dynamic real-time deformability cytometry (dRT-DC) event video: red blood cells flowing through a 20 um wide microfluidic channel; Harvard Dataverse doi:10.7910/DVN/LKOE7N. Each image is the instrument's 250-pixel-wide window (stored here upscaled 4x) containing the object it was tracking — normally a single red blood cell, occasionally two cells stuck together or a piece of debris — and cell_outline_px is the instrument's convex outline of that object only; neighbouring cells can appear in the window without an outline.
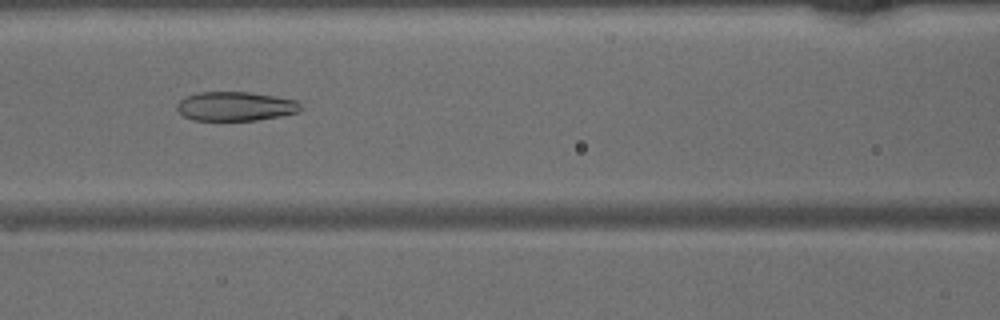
{"species": "common noctule bat (a hibernating species)", "species_latin": "Nyctalus noctula", "temperature_condition": "warm", "stored_images_in_passage": 48, "camera_frame_rate_fps": 3000, "um_per_image_px": 0.085, "animal": {"sex": "male", "body_mass_g": 15.6}, "frame": {"image": 1, "passage_image": 21, "time_ms": 6.667, "image_size_px": [1000, 320], "cell_outline_px": [[300, 108], [296, 112], [280, 116], [256, 120], [192, 120], [184, 116], [176, 108], [176, 104], [180, 100], [188, 96], [200, 92], [248, 92], [296, 100], [300, 104]], "centroid_in_image_um": [19.97, 9.04], "position_along_channel_um": 146.6, "area_um2": 20.69}}
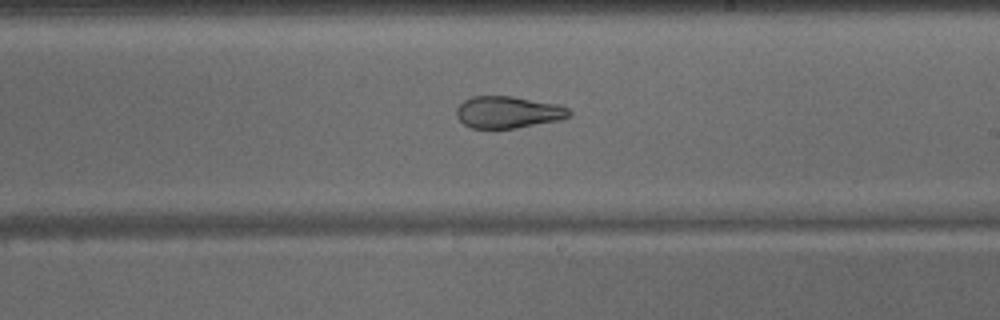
{"frame": {"image": 2, "passage_image": 28, "time_ms": 9.0, "image_size_px": [1000, 320], "cell_outline_px": [[572, 116], [564, 120], [516, 128], [472, 128], [464, 124], [456, 116], [456, 108], [464, 100], [472, 96], [512, 96], [560, 104], [568, 108], [572, 112]], "centroid_in_image_um": [43.25, 9.53], "position_along_channel_um": 245.7, "area_um2": 21.33}}
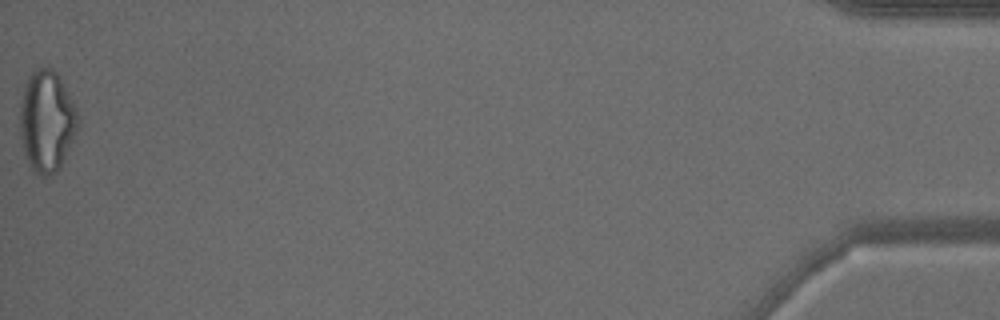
{"frame": {"image": 3, "passage_image": 48, "time_ms": 15.667, "image_size_px": [1000, 320], "cell_outline_px": [[80, 124], [60, 168], [52, 176], [36, 176], [32, 172], [24, 156], [20, 136], [20, 104], [24, 84], [28, 76], [36, 68], [52, 68], [56, 72], [68, 92], [76, 108], [80, 120]], "centroid_in_image_um": [3.96, 10.35], "position_along_channel_um": 431.2, "area_um2": 34.85}}